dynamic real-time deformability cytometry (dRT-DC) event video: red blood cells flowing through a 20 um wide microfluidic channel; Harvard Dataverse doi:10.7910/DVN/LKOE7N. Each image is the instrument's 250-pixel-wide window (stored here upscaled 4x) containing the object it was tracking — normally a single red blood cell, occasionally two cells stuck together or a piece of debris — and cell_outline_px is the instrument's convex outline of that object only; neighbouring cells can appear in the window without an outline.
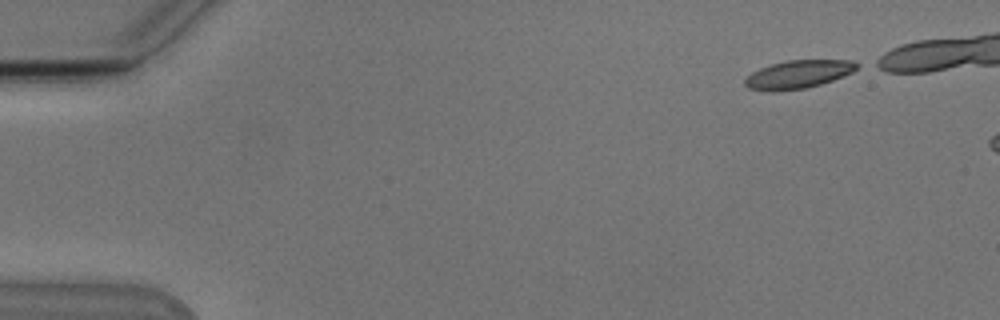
{"species": "Egyptian fruit bat (a non-hibernating species)", "species_latin": "Rousettus aegyptiacus", "temperature_condition": "cold", "stored_images_in_passage": 6, "camera_frame_rate_fps": 3000, "um_per_image_px": 0.085, "animal": {"sex": "male"}, "frame": {"image": 1, "passage_image": 1, "time_ms": 0.0, "image_size_px": [1000, 320], "cell_outline_px": [[860, 64], [852, 72], [844, 76], [808, 88], [772, 92], [748, 88], [744, 84], [744, 80], [752, 72], [760, 68], [772, 64], [788, 60], [852, 60]], "centroid_in_image_um": [67.84, 6.32], "position_along_channel_um": 17.2, "area_um2": 18.38}}